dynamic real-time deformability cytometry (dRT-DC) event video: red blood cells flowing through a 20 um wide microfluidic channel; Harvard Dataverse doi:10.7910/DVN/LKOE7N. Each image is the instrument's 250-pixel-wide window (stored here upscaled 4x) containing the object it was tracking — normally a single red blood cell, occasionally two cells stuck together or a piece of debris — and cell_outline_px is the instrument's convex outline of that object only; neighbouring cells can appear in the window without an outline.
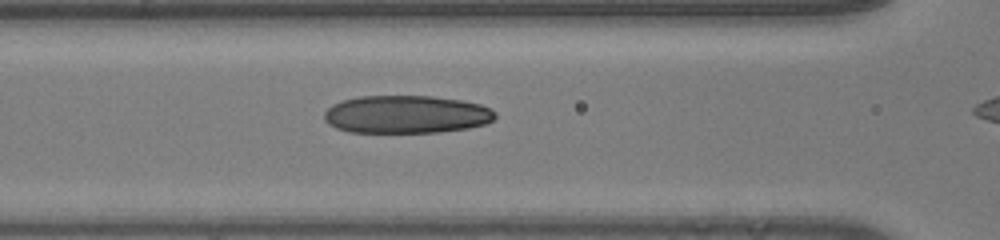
{"species": "human", "species_latin": "Homo sapiens", "temperature_condition": "room temperature", "stored_images_in_passage": 39, "camera_frame_rate_fps": 3000, "um_per_image_px": 0.085, "donor": {"sex": "male"}, "frame": {"image": 1, "passage_image": 18, "time_ms": 5.667, "image_size_px": [1000, 240], "cell_outline_px": [[496, 116], [492, 120], [484, 124], [468, 128], [440, 132], [348, 132], [336, 128], [328, 124], [324, 120], [324, 112], [332, 104], [344, 100], [360, 96], [432, 96], [460, 100], [480, 104], [492, 108], [496, 112]], "centroid_in_image_um": [34.53, 9.72], "position_along_channel_um": 132.1, "area_um2": 37.86}}
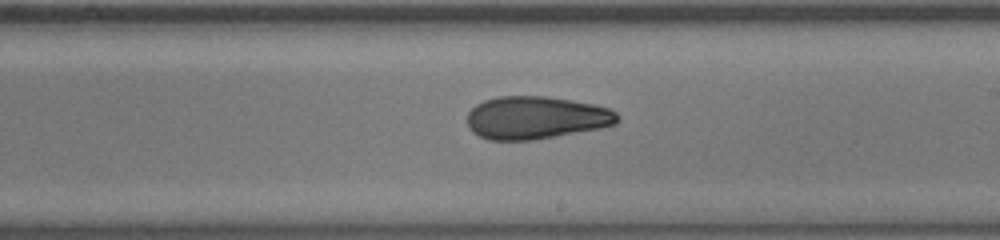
{"frame": {"image": 2, "passage_image": 26, "time_ms": 8.333, "image_size_px": [1000, 240], "cell_outline_px": [[620, 120], [616, 124], [600, 128], [532, 140], [488, 140], [472, 132], [468, 128], [468, 112], [476, 104], [484, 100], [496, 96], [548, 96], [592, 104], [608, 108], [616, 112], [620, 116]], "centroid_in_image_um": [45.54, 10.0], "position_along_channel_um": 243.5, "area_um2": 37.51}}
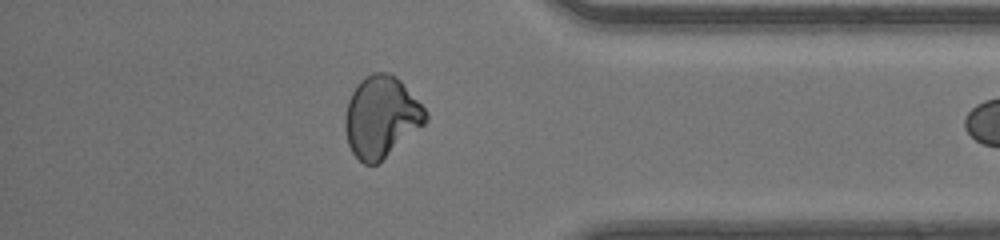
{"frame": {"image": 3, "passage_image": 38, "time_ms": 12.333, "image_size_px": [1000, 240], "cell_outline_px": [[428, 120], [424, 124], [376, 164], [364, 164], [352, 152], [348, 144], [344, 128], [344, 116], [348, 100], [356, 84], [364, 76], [372, 72], [392, 72], [400, 80], [428, 112]], "centroid_in_image_um": [32.38, 9.89], "position_along_channel_um": 402.8, "area_um2": 38.03}}